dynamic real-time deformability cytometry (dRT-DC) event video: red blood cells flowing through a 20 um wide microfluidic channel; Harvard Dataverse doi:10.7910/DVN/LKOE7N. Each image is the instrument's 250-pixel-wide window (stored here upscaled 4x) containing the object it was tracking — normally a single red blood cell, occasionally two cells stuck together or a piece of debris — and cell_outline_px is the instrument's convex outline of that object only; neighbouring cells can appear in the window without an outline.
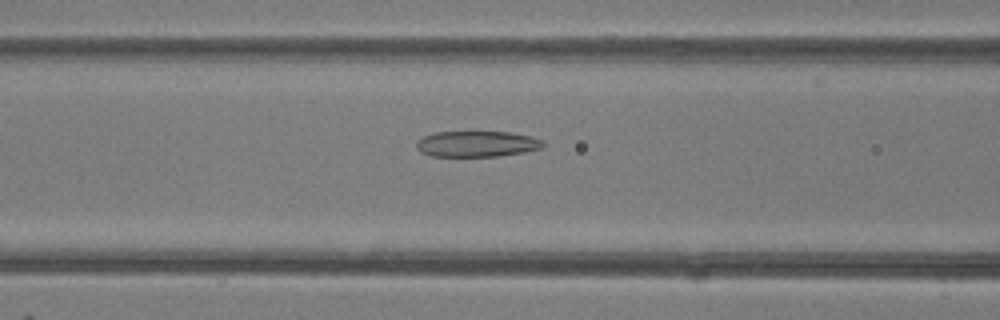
{"species": "common noctule bat (a hibernating species)", "species_latin": "Nyctalus noctula", "temperature_condition": "room temperature", "stored_images_in_passage": 50, "camera_frame_rate_fps": 3000, "um_per_image_px": 0.085, "animal": {"sex": "female"}, "frame": {"image": 1, "passage_image": 20, "time_ms": 6.333, "image_size_px": [1000, 320], "cell_outline_px": [[544, 148], [524, 152], [500, 156], [432, 156], [420, 152], [416, 148], [416, 140], [432, 132], [512, 132], [544, 140]], "centroid_in_image_um": [40.53, 12.23], "position_along_channel_um": 126.1, "area_um2": 19.25}}
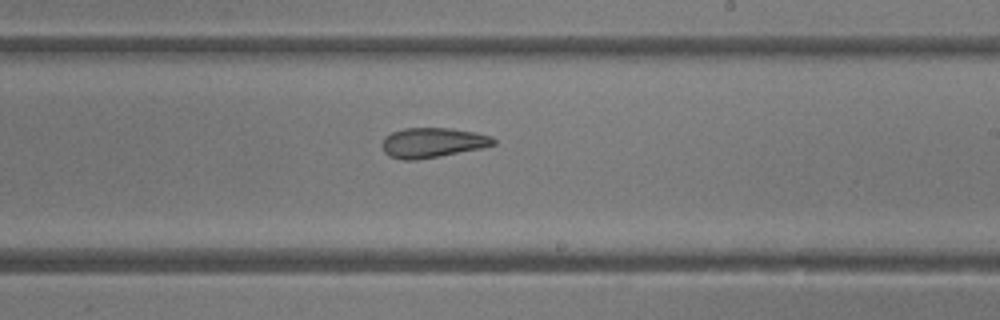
{"frame": {"image": 2, "passage_image": 29, "time_ms": 9.333, "image_size_px": [1000, 320], "cell_outline_px": [[496, 144], [480, 148], [416, 160], [404, 160], [388, 156], [384, 152], [380, 144], [384, 136], [392, 132], [404, 128], [452, 128], [476, 132], [492, 136], [496, 140]], "centroid_in_image_um": [36.73, 12.11], "position_along_channel_um": 252.3, "area_um2": 19.48}}
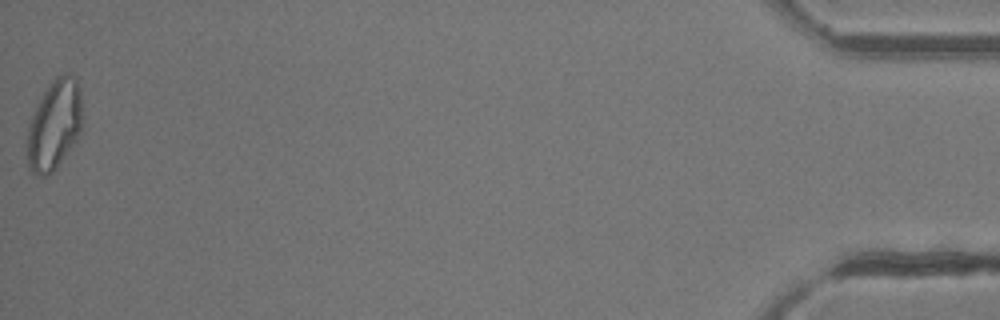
{"frame": {"image": 3, "passage_image": 49, "time_ms": 16.0, "image_size_px": [1000, 320], "cell_outline_px": [[84, 120], [80, 132], [76, 140], [56, 168], [48, 176], [36, 176], [28, 168], [28, 128], [32, 116], [44, 92], [52, 80], [56, 76], [68, 72], [76, 76], [80, 92], [84, 116]], "centroid_in_image_um": [4.66, 10.6], "position_along_channel_um": 430.5, "area_um2": 29.07}}